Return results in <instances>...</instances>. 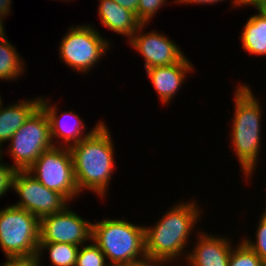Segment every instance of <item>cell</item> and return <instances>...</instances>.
<instances>
[{"mask_svg":"<svg viewBox=\"0 0 266 266\" xmlns=\"http://www.w3.org/2000/svg\"><path fill=\"white\" fill-rule=\"evenodd\" d=\"M75 266H110V265L108 264L104 253L91 240L88 243L80 246Z\"/></svg>","mask_w":266,"mask_h":266,"instance_id":"44dd1931","label":"cell"},{"mask_svg":"<svg viewBox=\"0 0 266 266\" xmlns=\"http://www.w3.org/2000/svg\"><path fill=\"white\" fill-rule=\"evenodd\" d=\"M251 86L239 83L234 90V114L231 122V148L235 153L242 176L250 181L259 164L262 145V106ZM254 171V172H253Z\"/></svg>","mask_w":266,"mask_h":266,"instance_id":"3957f363","label":"cell"},{"mask_svg":"<svg viewBox=\"0 0 266 266\" xmlns=\"http://www.w3.org/2000/svg\"><path fill=\"white\" fill-rule=\"evenodd\" d=\"M95 28L91 24L71 25L60 41L59 58L79 74L91 72L110 50L111 42Z\"/></svg>","mask_w":266,"mask_h":266,"instance_id":"5b68a950","label":"cell"},{"mask_svg":"<svg viewBox=\"0 0 266 266\" xmlns=\"http://www.w3.org/2000/svg\"><path fill=\"white\" fill-rule=\"evenodd\" d=\"M68 204L62 211L40 219L39 243H69L81 246L91 241L92 222L71 210Z\"/></svg>","mask_w":266,"mask_h":266,"instance_id":"30bf717a","label":"cell"},{"mask_svg":"<svg viewBox=\"0 0 266 266\" xmlns=\"http://www.w3.org/2000/svg\"><path fill=\"white\" fill-rule=\"evenodd\" d=\"M100 24L117 34L126 37L127 41L141 26L134 12L120 6L114 0H98Z\"/></svg>","mask_w":266,"mask_h":266,"instance_id":"9a60e30c","label":"cell"},{"mask_svg":"<svg viewBox=\"0 0 266 266\" xmlns=\"http://www.w3.org/2000/svg\"><path fill=\"white\" fill-rule=\"evenodd\" d=\"M243 26L241 35L242 48L249 55L266 56V14L261 9H256Z\"/></svg>","mask_w":266,"mask_h":266,"instance_id":"e0dca14e","label":"cell"},{"mask_svg":"<svg viewBox=\"0 0 266 266\" xmlns=\"http://www.w3.org/2000/svg\"><path fill=\"white\" fill-rule=\"evenodd\" d=\"M37 256L6 257V261L0 266H37Z\"/></svg>","mask_w":266,"mask_h":266,"instance_id":"d4e9b609","label":"cell"},{"mask_svg":"<svg viewBox=\"0 0 266 266\" xmlns=\"http://www.w3.org/2000/svg\"><path fill=\"white\" fill-rule=\"evenodd\" d=\"M239 244L233 246L228 266H265V263L258 257V255L243 242L238 241Z\"/></svg>","mask_w":266,"mask_h":266,"instance_id":"ffe728a7","label":"cell"},{"mask_svg":"<svg viewBox=\"0 0 266 266\" xmlns=\"http://www.w3.org/2000/svg\"><path fill=\"white\" fill-rule=\"evenodd\" d=\"M9 143L6 153L13 158L11 165L17 171H27L44 151L54 147L50 121L41 106L14 133Z\"/></svg>","mask_w":266,"mask_h":266,"instance_id":"52a82bcc","label":"cell"},{"mask_svg":"<svg viewBox=\"0 0 266 266\" xmlns=\"http://www.w3.org/2000/svg\"><path fill=\"white\" fill-rule=\"evenodd\" d=\"M110 129L102 123L89 137L70 147L79 192L90 190L107 197L115 170V147Z\"/></svg>","mask_w":266,"mask_h":266,"instance_id":"7a4b0ae2","label":"cell"},{"mask_svg":"<svg viewBox=\"0 0 266 266\" xmlns=\"http://www.w3.org/2000/svg\"><path fill=\"white\" fill-rule=\"evenodd\" d=\"M2 96L0 95V110H1V108H2V106H3V97L1 98Z\"/></svg>","mask_w":266,"mask_h":266,"instance_id":"1f68e13d","label":"cell"},{"mask_svg":"<svg viewBox=\"0 0 266 266\" xmlns=\"http://www.w3.org/2000/svg\"><path fill=\"white\" fill-rule=\"evenodd\" d=\"M193 248L188 249L186 263L183 266H228L233 248L232 240L227 235L197 231ZM188 264V265H186Z\"/></svg>","mask_w":266,"mask_h":266,"instance_id":"4fadbf2b","label":"cell"},{"mask_svg":"<svg viewBox=\"0 0 266 266\" xmlns=\"http://www.w3.org/2000/svg\"><path fill=\"white\" fill-rule=\"evenodd\" d=\"M222 1H226V0H172L170 1L171 3H175V4H179L181 5L186 4H200V5H210V4H216ZM231 5L233 6V8H237V7H242V0H232L231 1Z\"/></svg>","mask_w":266,"mask_h":266,"instance_id":"484cf974","label":"cell"},{"mask_svg":"<svg viewBox=\"0 0 266 266\" xmlns=\"http://www.w3.org/2000/svg\"><path fill=\"white\" fill-rule=\"evenodd\" d=\"M45 98L46 96L41 97L40 106L43 108L49 118L51 139L56 147H72L86 137H89L103 122H105L103 120L98 121V123H96L95 126H93V128L88 130L89 132L86 133V124L78 114H75L70 110H64L59 115L57 104L52 105L49 102L51 99L49 100Z\"/></svg>","mask_w":266,"mask_h":266,"instance_id":"7c38bea8","label":"cell"},{"mask_svg":"<svg viewBox=\"0 0 266 266\" xmlns=\"http://www.w3.org/2000/svg\"><path fill=\"white\" fill-rule=\"evenodd\" d=\"M91 240L106 256L110 266H119L146 257L145 228L127 219L104 218L92 223Z\"/></svg>","mask_w":266,"mask_h":266,"instance_id":"277c9868","label":"cell"},{"mask_svg":"<svg viewBox=\"0 0 266 266\" xmlns=\"http://www.w3.org/2000/svg\"><path fill=\"white\" fill-rule=\"evenodd\" d=\"M12 1L13 0H0V20L3 22H5L4 18L6 19L7 15L9 16L12 11Z\"/></svg>","mask_w":266,"mask_h":266,"instance_id":"83f0119b","label":"cell"},{"mask_svg":"<svg viewBox=\"0 0 266 266\" xmlns=\"http://www.w3.org/2000/svg\"><path fill=\"white\" fill-rule=\"evenodd\" d=\"M148 24H141L128 44L143 56L145 70L151 67L166 66L179 62L185 52L178 44L159 31H146ZM145 31H144V30ZM145 32V33H144Z\"/></svg>","mask_w":266,"mask_h":266,"instance_id":"8fae6325","label":"cell"},{"mask_svg":"<svg viewBox=\"0 0 266 266\" xmlns=\"http://www.w3.org/2000/svg\"><path fill=\"white\" fill-rule=\"evenodd\" d=\"M4 22L0 20V37L5 33Z\"/></svg>","mask_w":266,"mask_h":266,"instance_id":"4dcf8cb0","label":"cell"},{"mask_svg":"<svg viewBox=\"0 0 266 266\" xmlns=\"http://www.w3.org/2000/svg\"><path fill=\"white\" fill-rule=\"evenodd\" d=\"M120 6L134 12L137 16L139 0H114Z\"/></svg>","mask_w":266,"mask_h":266,"instance_id":"f1b7e54d","label":"cell"},{"mask_svg":"<svg viewBox=\"0 0 266 266\" xmlns=\"http://www.w3.org/2000/svg\"><path fill=\"white\" fill-rule=\"evenodd\" d=\"M13 189L20 197L13 205L39 219L62 211L69 204L60 193L45 187L28 171H17Z\"/></svg>","mask_w":266,"mask_h":266,"instance_id":"9c48e42d","label":"cell"},{"mask_svg":"<svg viewBox=\"0 0 266 266\" xmlns=\"http://www.w3.org/2000/svg\"><path fill=\"white\" fill-rule=\"evenodd\" d=\"M168 0H139L138 10H137V19L142 24H148L151 22L160 10L161 7L167 5ZM163 5V6H162Z\"/></svg>","mask_w":266,"mask_h":266,"instance_id":"603a6c76","label":"cell"},{"mask_svg":"<svg viewBox=\"0 0 266 266\" xmlns=\"http://www.w3.org/2000/svg\"><path fill=\"white\" fill-rule=\"evenodd\" d=\"M27 171L48 189L60 193L68 202L81 194L69 148L54 146L44 151Z\"/></svg>","mask_w":266,"mask_h":266,"instance_id":"ba28073f","label":"cell"},{"mask_svg":"<svg viewBox=\"0 0 266 266\" xmlns=\"http://www.w3.org/2000/svg\"><path fill=\"white\" fill-rule=\"evenodd\" d=\"M40 242V219L23 208L0 209V247L5 257L36 256Z\"/></svg>","mask_w":266,"mask_h":266,"instance_id":"8992f818","label":"cell"},{"mask_svg":"<svg viewBox=\"0 0 266 266\" xmlns=\"http://www.w3.org/2000/svg\"><path fill=\"white\" fill-rule=\"evenodd\" d=\"M194 70L192 62L185 55L175 64L151 67L146 69V73L159 100L166 105L172 103L176 93L181 90L182 84L188 76L187 74Z\"/></svg>","mask_w":266,"mask_h":266,"instance_id":"5bb4252c","label":"cell"},{"mask_svg":"<svg viewBox=\"0 0 266 266\" xmlns=\"http://www.w3.org/2000/svg\"><path fill=\"white\" fill-rule=\"evenodd\" d=\"M38 263L39 264L37 266H43L41 261H38Z\"/></svg>","mask_w":266,"mask_h":266,"instance_id":"d6a6232c","label":"cell"},{"mask_svg":"<svg viewBox=\"0 0 266 266\" xmlns=\"http://www.w3.org/2000/svg\"><path fill=\"white\" fill-rule=\"evenodd\" d=\"M59 1H62V0H59ZM64 1L69 2V1H71V0H63V2H64ZM72 1H73V0H72Z\"/></svg>","mask_w":266,"mask_h":266,"instance_id":"836d02e7","label":"cell"},{"mask_svg":"<svg viewBox=\"0 0 266 266\" xmlns=\"http://www.w3.org/2000/svg\"><path fill=\"white\" fill-rule=\"evenodd\" d=\"M192 200L177 202L164 212L155 225H144L147 257L170 264L186 260L184 258L188 255L187 244L192 245L188 243L191 242L189 239L192 238L193 230L197 229V222L204 216L201 206L195 199Z\"/></svg>","mask_w":266,"mask_h":266,"instance_id":"6da1fadb","label":"cell"},{"mask_svg":"<svg viewBox=\"0 0 266 266\" xmlns=\"http://www.w3.org/2000/svg\"><path fill=\"white\" fill-rule=\"evenodd\" d=\"M41 97L24 99L0 110V152L14 133L25 123L29 116L40 106Z\"/></svg>","mask_w":266,"mask_h":266,"instance_id":"2e32d148","label":"cell"},{"mask_svg":"<svg viewBox=\"0 0 266 266\" xmlns=\"http://www.w3.org/2000/svg\"><path fill=\"white\" fill-rule=\"evenodd\" d=\"M249 5L255 9H266V0H242V6Z\"/></svg>","mask_w":266,"mask_h":266,"instance_id":"f546056e","label":"cell"},{"mask_svg":"<svg viewBox=\"0 0 266 266\" xmlns=\"http://www.w3.org/2000/svg\"><path fill=\"white\" fill-rule=\"evenodd\" d=\"M168 264L170 263L158 259L149 258L146 256L143 259L134 262H129L127 264H122L119 266H168Z\"/></svg>","mask_w":266,"mask_h":266,"instance_id":"4316f807","label":"cell"},{"mask_svg":"<svg viewBox=\"0 0 266 266\" xmlns=\"http://www.w3.org/2000/svg\"><path fill=\"white\" fill-rule=\"evenodd\" d=\"M79 248L80 246L69 243H39L36 256L38 261H43L44 253L48 251L50 265L75 266Z\"/></svg>","mask_w":266,"mask_h":266,"instance_id":"d6986e66","label":"cell"},{"mask_svg":"<svg viewBox=\"0 0 266 266\" xmlns=\"http://www.w3.org/2000/svg\"><path fill=\"white\" fill-rule=\"evenodd\" d=\"M6 35L4 33L0 37V79L17 81L27 71L25 69L26 63L20 53L17 52L16 45H13Z\"/></svg>","mask_w":266,"mask_h":266,"instance_id":"ac0fdd59","label":"cell"},{"mask_svg":"<svg viewBox=\"0 0 266 266\" xmlns=\"http://www.w3.org/2000/svg\"><path fill=\"white\" fill-rule=\"evenodd\" d=\"M259 221L256 227L255 241L243 237L242 240L247 244L257 255L258 257L266 264V212L263 211L261 216H259Z\"/></svg>","mask_w":266,"mask_h":266,"instance_id":"7402d4cb","label":"cell"},{"mask_svg":"<svg viewBox=\"0 0 266 266\" xmlns=\"http://www.w3.org/2000/svg\"><path fill=\"white\" fill-rule=\"evenodd\" d=\"M3 152H0V198L6 195V193L11 189L13 190L14 186V177L17 173V170L10 164L3 163Z\"/></svg>","mask_w":266,"mask_h":266,"instance_id":"cb8c5ba5","label":"cell"}]
</instances>
